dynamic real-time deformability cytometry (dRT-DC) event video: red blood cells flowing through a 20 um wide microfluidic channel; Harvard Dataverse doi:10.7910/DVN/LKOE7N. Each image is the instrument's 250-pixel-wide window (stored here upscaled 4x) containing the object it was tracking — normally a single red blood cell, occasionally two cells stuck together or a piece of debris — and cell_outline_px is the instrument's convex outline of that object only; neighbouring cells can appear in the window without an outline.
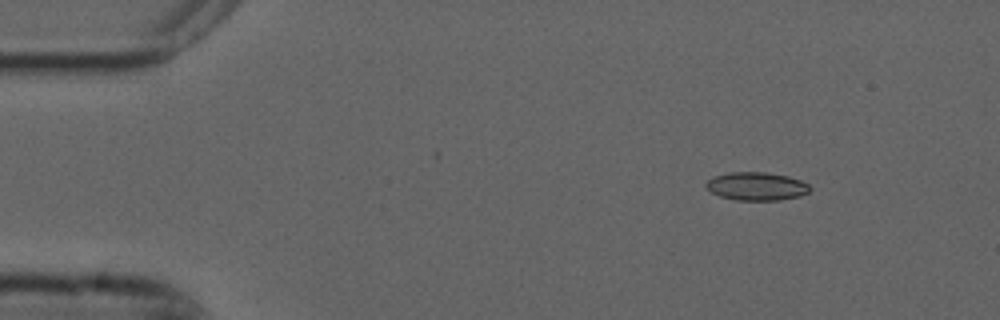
{"species": "common noctule bat (a hibernating species)", "species_latin": "Nyctalus noctula", "temperature_condition": "cold", "stored_images_in_passage": 6, "camera_frame_rate_fps": 3000, "um_per_image_px": 0.085, "animal": {"sex": "male", "forearm_length_mm": 52.5}, "frame": {"image": 1, "passage_image": 1, "time_ms": 0.0, "image_size_px": [1000, 320], "cell_outline_px": [[812, 188], [808, 192], [800, 196], [780, 200], [736, 200], [720, 196], [704, 188], [704, 184], [712, 176], [728, 172], [764, 172], [788, 176], [800, 180], [808, 184]], "centroid_in_image_um": [64.27, 15.83], "position_along_channel_um": 20.7, "area_um2": 17.22}}
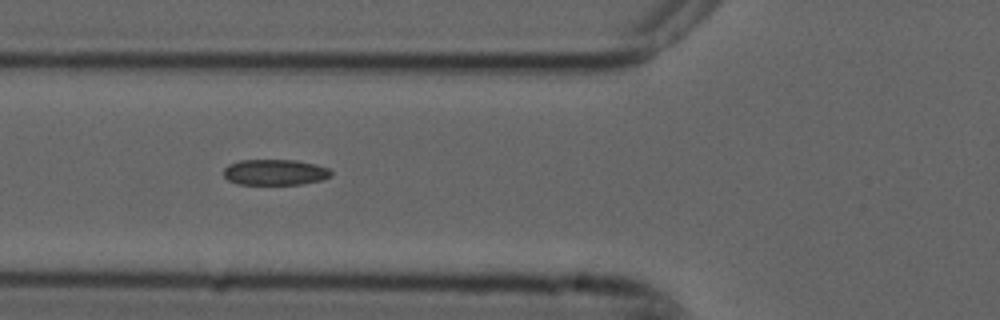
{"frame": {"image": 2, "passage_image": 5, "time_ms": 1.333, "image_size_px": [1000, 320], "cell_outline_px": [[332, 176], [320, 180], [300, 184], [236, 184], [228, 180], [224, 176], [224, 168], [228, 164], [240, 160], [296, 160], [316, 164], [328, 168], [332, 172]], "centroid_in_image_um": [23.36, 14.63], "position_along_channel_um": 102.4, "area_um2": 16.18}}
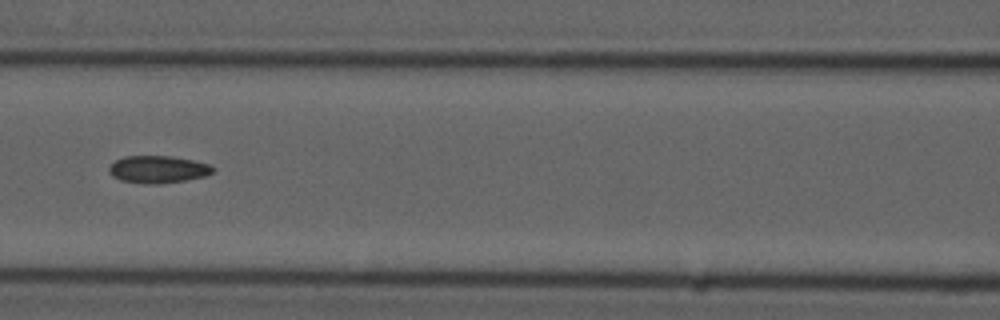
{"frame": {"image": 3, "passage_image": 6, "time_ms": 1.667, "image_size_px": [1000, 320], "cell_outline_px": [[216, 168], [212, 172], [204, 176], [184, 180], [156, 184], [144, 184], [120, 180], [112, 176], [108, 172], [108, 168], [116, 160], [124, 156], [172, 156], [192, 160], [208, 164]], "centroid_in_image_um": [13.39, 14.39], "position_along_channel_um": 153.2, "area_um2": 16.47}}